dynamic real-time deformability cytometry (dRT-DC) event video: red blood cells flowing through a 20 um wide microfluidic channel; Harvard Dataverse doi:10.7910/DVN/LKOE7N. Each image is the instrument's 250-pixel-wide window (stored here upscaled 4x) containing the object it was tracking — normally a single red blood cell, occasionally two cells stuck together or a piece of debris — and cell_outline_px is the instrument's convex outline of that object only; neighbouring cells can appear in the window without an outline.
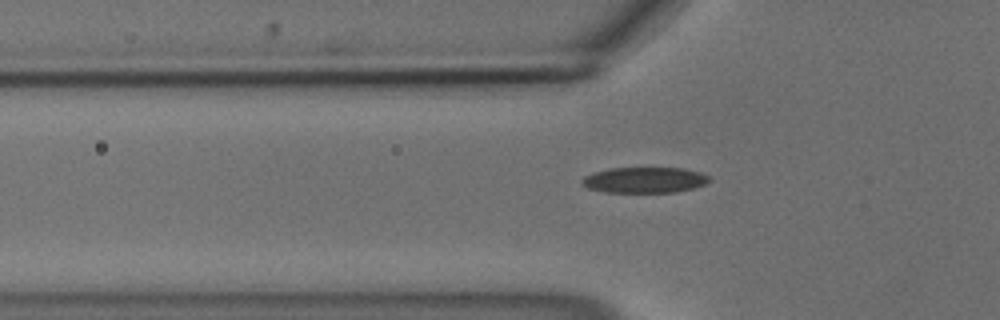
{"species": "common noctule bat (a hibernating species)", "species_latin": "Nyctalus noctula", "temperature_condition": "cold", "stored_images_in_passage": 38, "camera_frame_rate_fps": 3000, "um_per_image_px": 0.085, "animal": {"sex": "male", "body_mass_g": 18.8}, "frame": {"image": 1, "passage_image": 7, "time_ms": 2.0, "image_size_px": [1000, 320], "cell_outline_px": [[712, 180], [704, 184], [692, 188], [676, 192], [604, 192], [588, 188], [580, 184], [580, 180], [584, 176], [608, 168], [684, 168], [700, 172], [708, 176]], "centroid_in_image_um": [54.76, 15.3], "position_along_channel_um": 71.0, "area_um2": 19.13}}
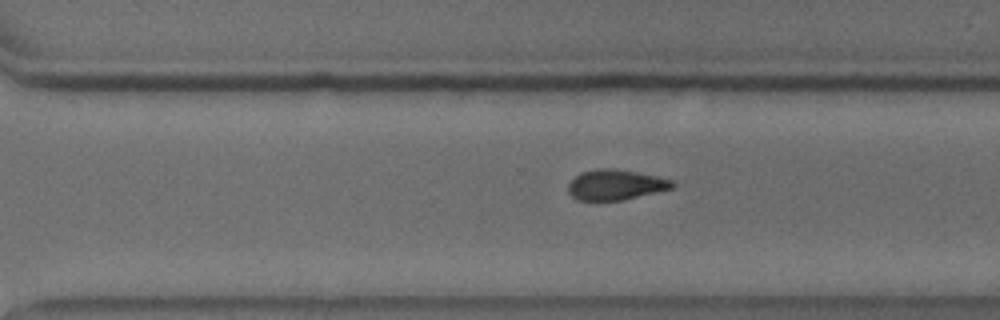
{"frame": {"image": 2, "passage_image": 27, "time_ms": 8.667, "image_size_px": [1000, 320], "cell_outline_px": [[676, 184], [672, 188], [624, 200], [596, 204], [576, 200], [568, 192], [568, 184], [580, 172], [600, 168], [612, 168], [636, 172], [656, 176], [672, 180]], "centroid_in_image_um": [52.26, 15.76], "position_along_channel_um": 318.3, "area_um2": 19.02}}
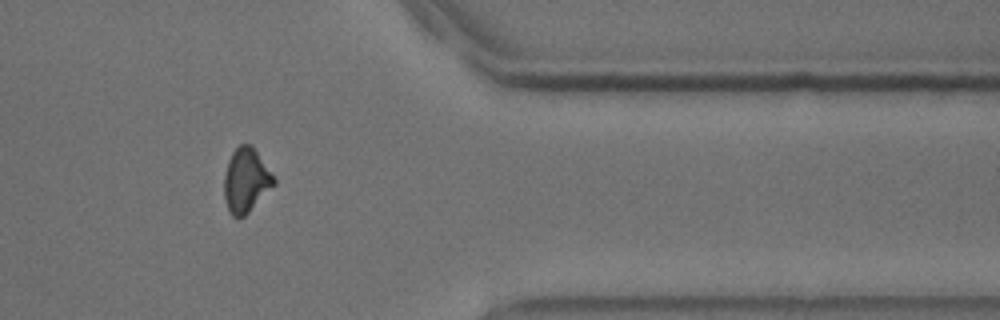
{"frame": {"image": 3, "passage_image": 34, "time_ms": 11.0, "image_size_px": [1000, 320], "cell_outline_px": [[276, 184], [244, 216], [236, 220], [228, 212], [224, 200], [224, 176], [228, 160], [232, 152], [240, 144], [252, 144], [276, 176]], "centroid_in_image_um": [20.92, 15.33], "position_along_channel_um": 390.5, "area_um2": 19.13}}